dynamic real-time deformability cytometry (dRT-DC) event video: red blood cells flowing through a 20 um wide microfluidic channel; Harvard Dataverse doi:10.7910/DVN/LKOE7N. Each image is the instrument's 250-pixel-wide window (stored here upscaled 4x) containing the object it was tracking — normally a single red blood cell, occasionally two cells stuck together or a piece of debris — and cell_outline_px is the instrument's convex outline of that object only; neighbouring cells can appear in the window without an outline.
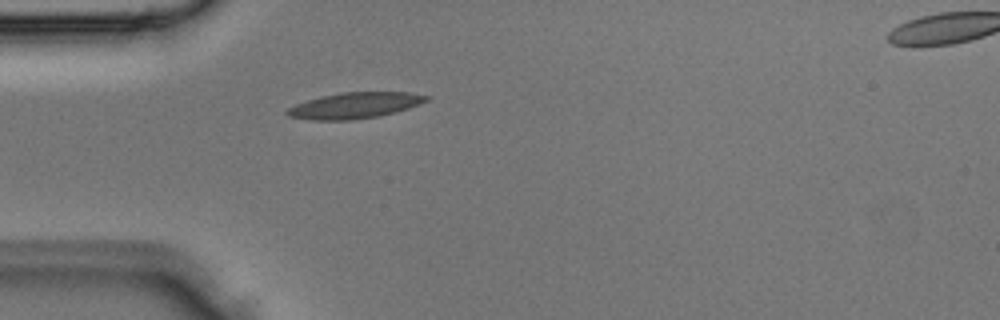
{"species": "Egyptian fruit bat (a non-hibernating species)", "species_latin": "Rousettus aegyptiacus", "temperature_condition": "room temperature", "stored_images_in_passage": 3, "segment_of_instrument_passage": [1, 2], "camera_frame_rate_fps": 3000, "um_per_image_px": 0.085, "animal": {"sex": "male"}, "frame": {"image": 1, "passage_image": 2, "time_ms": 0.333, "image_size_px": [1000, 320], "cell_outline_px": [[432, 96], [428, 100], [420, 104], [396, 112], [376, 116], [352, 120], [312, 120], [288, 116], [284, 112], [288, 108], [296, 104], [320, 96], [344, 92], [408, 92]], "centroid_in_image_um": [30.17, 8.96], "position_along_channel_um": 54.8, "area_um2": 21.04}}